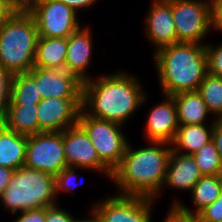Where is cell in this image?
<instances>
[{
    "label": "cell",
    "instance_id": "23",
    "mask_svg": "<svg viewBox=\"0 0 222 222\" xmlns=\"http://www.w3.org/2000/svg\"><path fill=\"white\" fill-rule=\"evenodd\" d=\"M222 190V182L217 175H203L193 186L191 191L192 201L195 207V211L187 208L184 203L179 201H173L171 206H178L183 212L188 214L197 215L206 206L213 203L220 195Z\"/></svg>",
    "mask_w": 222,
    "mask_h": 222
},
{
    "label": "cell",
    "instance_id": "29",
    "mask_svg": "<svg viewBox=\"0 0 222 222\" xmlns=\"http://www.w3.org/2000/svg\"><path fill=\"white\" fill-rule=\"evenodd\" d=\"M75 167H65L63 168L56 176H55V194L56 196L58 195V193H60L61 191H72L75 186H76V182H74V180H76V175H75ZM78 184V183H77Z\"/></svg>",
    "mask_w": 222,
    "mask_h": 222
},
{
    "label": "cell",
    "instance_id": "21",
    "mask_svg": "<svg viewBox=\"0 0 222 222\" xmlns=\"http://www.w3.org/2000/svg\"><path fill=\"white\" fill-rule=\"evenodd\" d=\"M179 125L206 124L211 114L198 91L181 92L173 95Z\"/></svg>",
    "mask_w": 222,
    "mask_h": 222
},
{
    "label": "cell",
    "instance_id": "24",
    "mask_svg": "<svg viewBox=\"0 0 222 222\" xmlns=\"http://www.w3.org/2000/svg\"><path fill=\"white\" fill-rule=\"evenodd\" d=\"M41 99L35 79L28 72L13 75L9 104L33 105Z\"/></svg>",
    "mask_w": 222,
    "mask_h": 222
},
{
    "label": "cell",
    "instance_id": "22",
    "mask_svg": "<svg viewBox=\"0 0 222 222\" xmlns=\"http://www.w3.org/2000/svg\"><path fill=\"white\" fill-rule=\"evenodd\" d=\"M37 112V104H8L2 123L19 135L32 136L39 132Z\"/></svg>",
    "mask_w": 222,
    "mask_h": 222
},
{
    "label": "cell",
    "instance_id": "27",
    "mask_svg": "<svg viewBox=\"0 0 222 222\" xmlns=\"http://www.w3.org/2000/svg\"><path fill=\"white\" fill-rule=\"evenodd\" d=\"M12 77L13 75L7 69L0 66V123L5 119L10 101Z\"/></svg>",
    "mask_w": 222,
    "mask_h": 222
},
{
    "label": "cell",
    "instance_id": "33",
    "mask_svg": "<svg viewBox=\"0 0 222 222\" xmlns=\"http://www.w3.org/2000/svg\"><path fill=\"white\" fill-rule=\"evenodd\" d=\"M13 222H46V207L23 211Z\"/></svg>",
    "mask_w": 222,
    "mask_h": 222
},
{
    "label": "cell",
    "instance_id": "6",
    "mask_svg": "<svg viewBox=\"0 0 222 222\" xmlns=\"http://www.w3.org/2000/svg\"><path fill=\"white\" fill-rule=\"evenodd\" d=\"M77 124L87 133L100 160L113 171L121 162L129 141L122 124L95 118L80 110Z\"/></svg>",
    "mask_w": 222,
    "mask_h": 222
},
{
    "label": "cell",
    "instance_id": "34",
    "mask_svg": "<svg viewBox=\"0 0 222 222\" xmlns=\"http://www.w3.org/2000/svg\"><path fill=\"white\" fill-rule=\"evenodd\" d=\"M212 3V29L222 31V0H211Z\"/></svg>",
    "mask_w": 222,
    "mask_h": 222
},
{
    "label": "cell",
    "instance_id": "18",
    "mask_svg": "<svg viewBox=\"0 0 222 222\" xmlns=\"http://www.w3.org/2000/svg\"><path fill=\"white\" fill-rule=\"evenodd\" d=\"M206 126L205 124L179 125L175 139L171 143L172 150L184 155H192L198 151L212 140L214 120L209 128Z\"/></svg>",
    "mask_w": 222,
    "mask_h": 222
},
{
    "label": "cell",
    "instance_id": "39",
    "mask_svg": "<svg viewBox=\"0 0 222 222\" xmlns=\"http://www.w3.org/2000/svg\"><path fill=\"white\" fill-rule=\"evenodd\" d=\"M13 11L5 0H0V27L4 19Z\"/></svg>",
    "mask_w": 222,
    "mask_h": 222
},
{
    "label": "cell",
    "instance_id": "16",
    "mask_svg": "<svg viewBox=\"0 0 222 222\" xmlns=\"http://www.w3.org/2000/svg\"><path fill=\"white\" fill-rule=\"evenodd\" d=\"M92 32L90 27H81L67 38V57L65 70L76 75L82 82L90 77L86 68L91 63Z\"/></svg>",
    "mask_w": 222,
    "mask_h": 222
},
{
    "label": "cell",
    "instance_id": "41",
    "mask_svg": "<svg viewBox=\"0 0 222 222\" xmlns=\"http://www.w3.org/2000/svg\"><path fill=\"white\" fill-rule=\"evenodd\" d=\"M217 177L219 178V180L222 182V164L219 168V171H218V174H217Z\"/></svg>",
    "mask_w": 222,
    "mask_h": 222
},
{
    "label": "cell",
    "instance_id": "9",
    "mask_svg": "<svg viewBox=\"0 0 222 222\" xmlns=\"http://www.w3.org/2000/svg\"><path fill=\"white\" fill-rule=\"evenodd\" d=\"M25 167L54 177L67 167L62 132H38L27 137Z\"/></svg>",
    "mask_w": 222,
    "mask_h": 222
},
{
    "label": "cell",
    "instance_id": "31",
    "mask_svg": "<svg viewBox=\"0 0 222 222\" xmlns=\"http://www.w3.org/2000/svg\"><path fill=\"white\" fill-rule=\"evenodd\" d=\"M75 218L65 209L56 205L46 207V222H75Z\"/></svg>",
    "mask_w": 222,
    "mask_h": 222
},
{
    "label": "cell",
    "instance_id": "1",
    "mask_svg": "<svg viewBox=\"0 0 222 222\" xmlns=\"http://www.w3.org/2000/svg\"><path fill=\"white\" fill-rule=\"evenodd\" d=\"M138 81L124 71L95 80L90 77L83 82L82 109L95 118L124 125L147 99Z\"/></svg>",
    "mask_w": 222,
    "mask_h": 222
},
{
    "label": "cell",
    "instance_id": "10",
    "mask_svg": "<svg viewBox=\"0 0 222 222\" xmlns=\"http://www.w3.org/2000/svg\"><path fill=\"white\" fill-rule=\"evenodd\" d=\"M152 198L112 195L94 205V210L103 222H152Z\"/></svg>",
    "mask_w": 222,
    "mask_h": 222
},
{
    "label": "cell",
    "instance_id": "3",
    "mask_svg": "<svg viewBox=\"0 0 222 222\" xmlns=\"http://www.w3.org/2000/svg\"><path fill=\"white\" fill-rule=\"evenodd\" d=\"M154 53L163 95L197 91L208 73L205 45L178 42Z\"/></svg>",
    "mask_w": 222,
    "mask_h": 222
},
{
    "label": "cell",
    "instance_id": "26",
    "mask_svg": "<svg viewBox=\"0 0 222 222\" xmlns=\"http://www.w3.org/2000/svg\"><path fill=\"white\" fill-rule=\"evenodd\" d=\"M203 175H217L222 164L220 154L213 140L192 154Z\"/></svg>",
    "mask_w": 222,
    "mask_h": 222
},
{
    "label": "cell",
    "instance_id": "5",
    "mask_svg": "<svg viewBox=\"0 0 222 222\" xmlns=\"http://www.w3.org/2000/svg\"><path fill=\"white\" fill-rule=\"evenodd\" d=\"M56 199L55 177L25 166L14 170L0 197L1 203L12 214L56 205Z\"/></svg>",
    "mask_w": 222,
    "mask_h": 222
},
{
    "label": "cell",
    "instance_id": "19",
    "mask_svg": "<svg viewBox=\"0 0 222 222\" xmlns=\"http://www.w3.org/2000/svg\"><path fill=\"white\" fill-rule=\"evenodd\" d=\"M27 136L19 135L0 123V166L19 169L26 160Z\"/></svg>",
    "mask_w": 222,
    "mask_h": 222
},
{
    "label": "cell",
    "instance_id": "38",
    "mask_svg": "<svg viewBox=\"0 0 222 222\" xmlns=\"http://www.w3.org/2000/svg\"><path fill=\"white\" fill-rule=\"evenodd\" d=\"M13 10H27L34 0H5Z\"/></svg>",
    "mask_w": 222,
    "mask_h": 222
},
{
    "label": "cell",
    "instance_id": "40",
    "mask_svg": "<svg viewBox=\"0 0 222 222\" xmlns=\"http://www.w3.org/2000/svg\"><path fill=\"white\" fill-rule=\"evenodd\" d=\"M75 222H103L99 215L93 210L91 218L89 219H76Z\"/></svg>",
    "mask_w": 222,
    "mask_h": 222
},
{
    "label": "cell",
    "instance_id": "32",
    "mask_svg": "<svg viewBox=\"0 0 222 222\" xmlns=\"http://www.w3.org/2000/svg\"><path fill=\"white\" fill-rule=\"evenodd\" d=\"M163 222H201L195 214L183 212L178 206H171Z\"/></svg>",
    "mask_w": 222,
    "mask_h": 222
},
{
    "label": "cell",
    "instance_id": "14",
    "mask_svg": "<svg viewBox=\"0 0 222 222\" xmlns=\"http://www.w3.org/2000/svg\"><path fill=\"white\" fill-rule=\"evenodd\" d=\"M145 20L148 40L159 48L177 43V31L173 19L171 0H153Z\"/></svg>",
    "mask_w": 222,
    "mask_h": 222
},
{
    "label": "cell",
    "instance_id": "28",
    "mask_svg": "<svg viewBox=\"0 0 222 222\" xmlns=\"http://www.w3.org/2000/svg\"><path fill=\"white\" fill-rule=\"evenodd\" d=\"M208 73L222 77V44L218 46H211L205 44Z\"/></svg>",
    "mask_w": 222,
    "mask_h": 222
},
{
    "label": "cell",
    "instance_id": "17",
    "mask_svg": "<svg viewBox=\"0 0 222 222\" xmlns=\"http://www.w3.org/2000/svg\"><path fill=\"white\" fill-rule=\"evenodd\" d=\"M203 176L192 155H184L171 150L164 186L178 190H190Z\"/></svg>",
    "mask_w": 222,
    "mask_h": 222
},
{
    "label": "cell",
    "instance_id": "7",
    "mask_svg": "<svg viewBox=\"0 0 222 222\" xmlns=\"http://www.w3.org/2000/svg\"><path fill=\"white\" fill-rule=\"evenodd\" d=\"M177 43L203 44V38L212 29L211 0H171Z\"/></svg>",
    "mask_w": 222,
    "mask_h": 222
},
{
    "label": "cell",
    "instance_id": "13",
    "mask_svg": "<svg viewBox=\"0 0 222 222\" xmlns=\"http://www.w3.org/2000/svg\"><path fill=\"white\" fill-rule=\"evenodd\" d=\"M28 73L35 79L42 98L82 99L83 82L65 69L33 67Z\"/></svg>",
    "mask_w": 222,
    "mask_h": 222
},
{
    "label": "cell",
    "instance_id": "12",
    "mask_svg": "<svg viewBox=\"0 0 222 222\" xmlns=\"http://www.w3.org/2000/svg\"><path fill=\"white\" fill-rule=\"evenodd\" d=\"M37 109L39 132H62L77 125L82 99L42 98Z\"/></svg>",
    "mask_w": 222,
    "mask_h": 222
},
{
    "label": "cell",
    "instance_id": "30",
    "mask_svg": "<svg viewBox=\"0 0 222 222\" xmlns=\"http://www.w3.org/2000/svg\"><path fill=\"white\" fill-rule=\"evenodd\" d=\"M197 216L201 222H222V190L219 197L201 210Z\"/></svg>",
    "mask_w": 222,
    "mask_h": 222
},
{
    "label": "cell",
    "instance_id": "15",
    "mask_svg": "<svg viewBox=\"0 0 222 222\" xmlns=\"http://www.w3.org/2000/svg\"><path fill=\"white\" fill-rule=\"evenodd\" d=\"M165 100L154 106L148 115L145 134L147 140L172 143L179 127L177 108L171 95H164Z\"/></svg>",
    "mask_w": 222,
    "mask_h": 222
},
{
    "label": "cell",
    "instance_id": "11",
    "mask_svg": "<svg viewBox=\"0 0 222 222\" xmlns=\"http://www.w3.org/2000/svg\"><path fill=\"white\" fill-rule=\"evenodd\" d=\"M63 147L67 166L101 171L111 179L112 171L100 160L89 136L78 124L63 131Z\"/></svg>",
    "mask_w": 222,
    "mask_h": 222
},
{
    "label": "cell",
    "instance_id": "36",
    "mask_svg": "<svg viewBox=\"0 0 222 222\" xmlns=\"http://www.w3.org/2000/svg\"><path fill=\"white\" fill-rule=\"evenodd\" d=\"M58 2H62L72 8L74 11H78V9L89 8L95 4L98 0H54Z\"/></svg>",
    "mask_w": 222,
    "mask_h": 222
},
{
    "label": "cell",
    "instance_id": "25",
    "mask_svg": "<svg viewBox=\"0 0 222 222\" xmlns=\"http://www.w3.org/2000/svg\"><path fill=\"white\" fill-rule=\"evenodd\" d=\"M215 119L222 118V77L207 73L197 90ZM217 116V118H216Z\"/></svg>",
    "mask_w": 222,
    "mask_h": 222
},
{
    "label": "cell",
    "instance_id": "8",
    "mask_svg": "<svg viewBox=\"0 0 222 222\" xmlns=\"http://www.w3.org/2000/svg\"><path fill=\"white\" fill-rule=\"evenodd\" d=\"M27 11L36 21L39 37H65L82 27L77 11L54 0H34Z\"/></svg>",
    "mask_w": 222,
    "mask_h": 222
},
{
    "label": "cell",
    "instance_id": "37",
    "mask_svg": "<svg viewBox=\"0 0 222 222\" xmlns=\"http://www.w3.org/2000/svg\"><path fill=\"white\" fill-rule=\"evenodd\" d=\"M14 170L0 166V197L6 189Z\"/></svg>",
    "mask_w": 222,
    "mask_h": 222
},
{
    "label": "cell",
    "instance_id": "2",
    "mask_svg": "<svg viewBox=\"0 0 222 222\" xmlns=\"http://www.w3.org/2000/svg\"><path fill=\"white\" fill-rule=\"evenodd\" d=\"M150 144L153 146L135 150L128 143L120 164L111 175V181H114L120 191L118 194L154 200L160 194L172 146L162 141H150Z\"/></svg>",
    "mask_w": 222,
    "mask_h": 222
},
{
    "label": "cell",
    "instance_id": "20",
    "mask_svg": "<svg viewBox=\"0 0 222 222\" xmlns=\"http://www.w3.org/2000/svg\"><path fill=\"white\" fill-rule=\"evenodd\" d=\"M67 38L38 37L34 67L65 69Z\"/></svg>",
    "mask_w": 222,
    "mask_h": 222
},
{
    "label": "cell",
    "instance_id": "4",
    "mask_svg": "<svg viewBox=\"0 0 222 222\" xmlns=\"http://www.w3.org/2000/svg\"><path fill=\"white\" fill-rule=\"evenodd\" d=\"M36 21L27 10H13L0 27V66L12 75L34 67L38 40Z\"/></svg>",
    "mask_w": 222,
    "mask_h": 222
},
{
    "label": "cell",
    "instance_id": "35",
    "mask_svg": "<svg viewBox=\"0 0 222 222\" xmlns=\"http://www.w3.org/2000/svg\"><path fill=\"white\" fill-rule=\"evenodd\" d=\"M212 140L220 154L222 160V120L214 119V129L212 134Z\"/></svg>",
    "mask_w": 222,
    "mask_h": 222
}]
</instances>
